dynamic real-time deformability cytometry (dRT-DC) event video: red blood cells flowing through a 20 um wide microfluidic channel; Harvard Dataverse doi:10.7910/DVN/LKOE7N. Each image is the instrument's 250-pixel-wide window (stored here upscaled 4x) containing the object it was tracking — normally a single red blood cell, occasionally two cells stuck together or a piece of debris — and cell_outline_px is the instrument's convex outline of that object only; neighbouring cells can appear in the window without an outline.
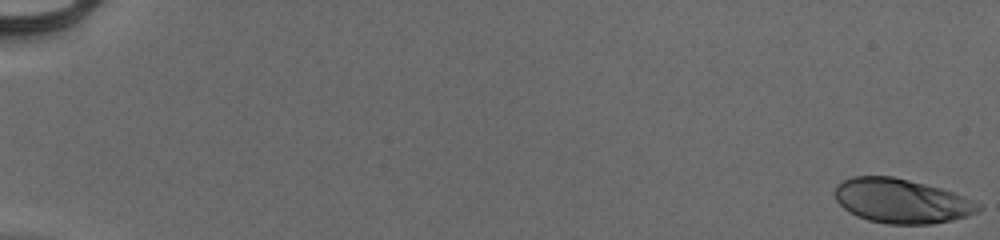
{"species": "human", "species_latin": "Homo sapiens", "temperature_condition": "cold", "stored_images_in_passage": 55, "camera_frame_rate_fps": 3000, "um_per_image_px": 0.085, "donor": {"sex": "male"}, "frame": {"image": 1, "passage_image": 1, "time_ms": 0.0, "image_size_px": [1000, 240], "cell_outline_px": [[984, 208], [968, 216], [952, 220], [932, 224], [888, 224], [868, 220], [856, 216], [844, 208], [836, 200], [836, 184], [852, 176], [892, 176], [940, 188], [964, 196], [980, 204]], "centroid_in_image_um": [76.64, 17.09], "position_along_channel_um": 8.4, "area_um2": 36.99}}
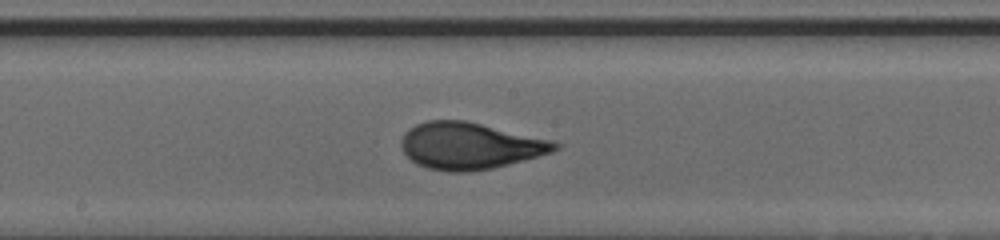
{"frame": {"image": 2, "passage_image": 32, "time_ms": 10.333, "image_size_px": [1000, 240], "cell_outline_px": [[560, 148], [552, 152], [492, 168], [464, 172], [448, 172], [428, 168], [416, 164], [404, 152], [400, 144], [400, 140], [404, 132], [408, 128], [416, 124], [428, 120], [464, 120], [552, 140], [560, 144]], "centroid_in_image_um": [39.89, 12.39], "position_along_channel_um": 208.3, "area_um2": 41.62}}
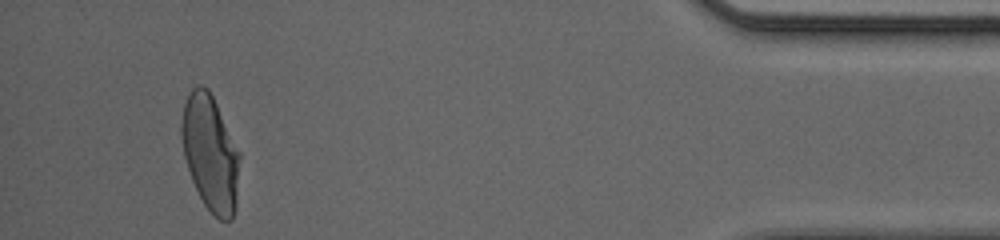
{"frame": {"image": 3, "passage_image": 52, "time_ms": 17.0, "image_size_px": [1000, 240], "cell_outline_px": [[240, 156], [236, 208], [232, 220], [220, 220], [204, 204], [192, 180], [184, 156], [180, 132], [180, 124], [184, 104], [188, 92], [196, 84], [200, 84], [208, 88], [240, 152]], "centroid_in_image_um": [17.87, 12.99], "position_along_channel_um": 417.3, "area_um2": 39.19}, "authors_computed_cell_mechanics": {"area_um2": 39.5352, "velocity_mm_per_s": 3.9575, "shape_relaxation_time_tau1_ms": 3.3356, "shape_relaxation_time_tau2_ms": null, "deformation_change_tau1": 0.1915, "deformation_change_tau2": null}}